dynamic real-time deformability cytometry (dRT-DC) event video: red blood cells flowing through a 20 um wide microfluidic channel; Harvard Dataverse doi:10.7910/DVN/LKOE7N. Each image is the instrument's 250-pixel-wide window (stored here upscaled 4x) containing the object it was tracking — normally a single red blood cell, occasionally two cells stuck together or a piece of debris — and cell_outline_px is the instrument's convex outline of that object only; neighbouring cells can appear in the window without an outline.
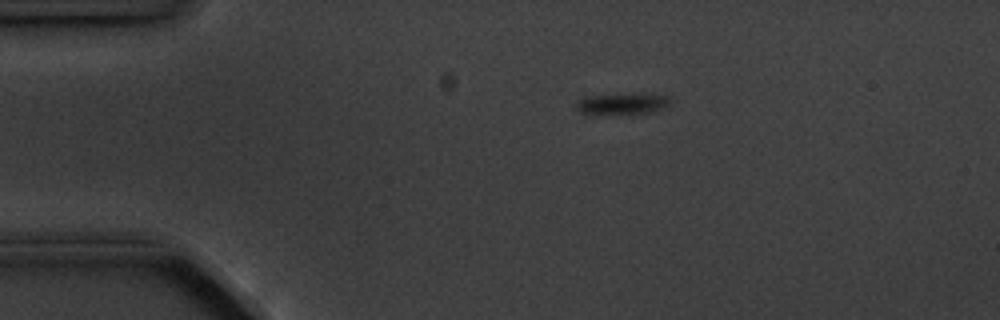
{"species": "common noctule bat (a hibernating species)", "species_latin": "Nyctalus noctula", "temperature_condition": "cold", "stored_images_in_passage": 4, "camera_frame_rate_fps": 3000, "um_per_image_px": 0.085, "animal": {"sex": "male", "body_mass_g": 20.1, "forearm_length_mm": 53.5}, "frame": {"image": 1, "passage_image": 4, "time_ms": 4.333, "image_size_px": [1000, 320], "cell_outline_px": [[672, 104], [648, 112], [580, 112], [576, 108], [576, 104], [580, 100], [592, 96], [672, 96]], "centroid_in_image_um": [52.95, 8.82], "position_along_channel_um": 32.0, "area_um2": 10.0}}